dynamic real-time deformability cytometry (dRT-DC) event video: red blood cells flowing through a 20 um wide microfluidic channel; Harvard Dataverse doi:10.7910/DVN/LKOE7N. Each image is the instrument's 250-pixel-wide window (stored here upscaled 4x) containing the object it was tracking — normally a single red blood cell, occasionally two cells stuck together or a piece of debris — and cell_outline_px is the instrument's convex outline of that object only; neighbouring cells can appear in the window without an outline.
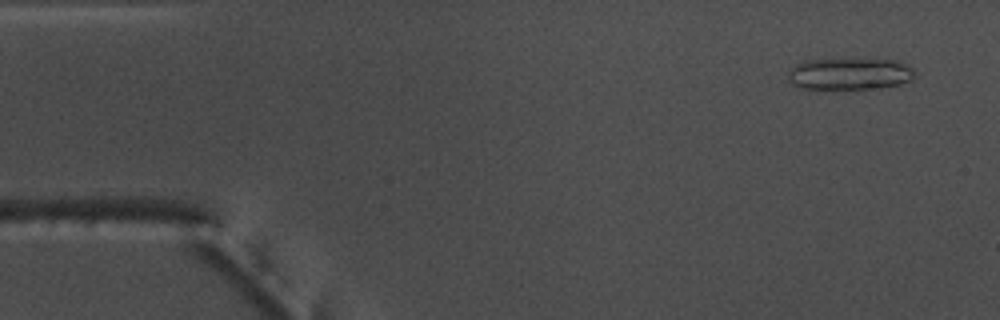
{"species": "common noctule bat (a hibernating species)", "species_latin": "Nyctalus noctula", "temperature_condition": "warm", "stored_images_in_passage": 53, "camera_frame_rate_fps": 3000, "um_per_image_px": 0.085, "animal": {"sex": "male", "body_mass_g": 17.5, "forearm_length_mm": 52.3}, "frame": {"image": 1, "passage_image": 3, "time_ms": 0.667, "image_size_px": [1000, 320], "cell_outline_px": [[916, 76], [912, 80], [900, 84], [880, 88], [832, 92], [804, 88], [792, 84], [788, 80], [788, 72], [796, 64], [804, 60], [896, 60], [908, 64], [916, 72]], "centroid_in_image_um": [72.23, 6.34], "position_along_channel_um": 12.8, "area_um2": 24.33}}
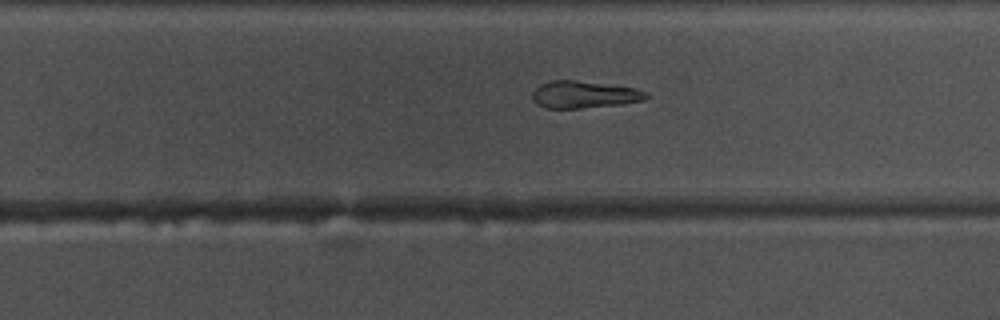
{"frame": {"image": 2, "passage_image": 33, "time_ms": 10.667, "image_size_px": [1000, 320], "cell_outline_px": [[652, 96], [644, 100], [624, 104], [580, 108], [544, 108], [536, 104], [532, 96], [532, 92], [540, 84], [552, 80], [576, 80], [636, 88], [648, 92]], "centroid_in_image_um": [49.69, 8.04], "position_along_channel_um": 280.1, "area_um2": 18.21}}
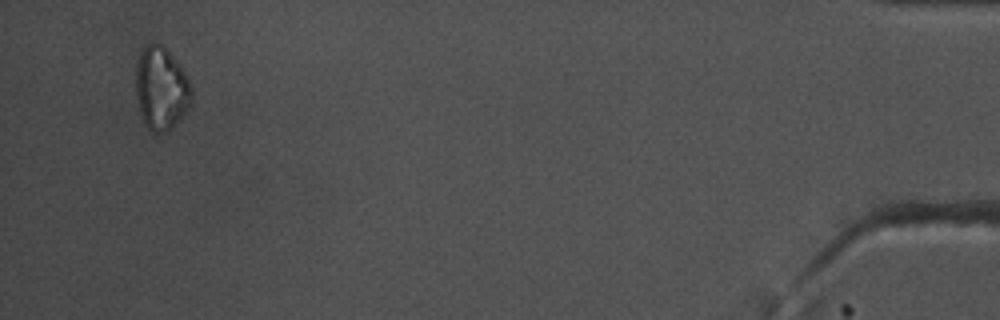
{"frame": {"image": 3, "passage_image": 51, "time_ms": 16.667, "image_size_px": [1000, 320], "cell_outline_px": [[192, 104], [188, 112], [172, 128], [164, 132], [152, 132], [144, 124], [140, 112], [136, 96], [136, 60], [140, 52], [152, 40], [160, 44], [180, 64], [192, 88]], "centroid_in_image_um": [13.71, 7.53], "position_along_channel_um": 421.5, "area_um2": 27.34}, "authors_computed_cell_mechanics": {"area_um2": 19.941, "velocity_mm_per_s": 3.7764, "shape_relaxation_time_tau1_ms": 5.9044, "shape_relaxation_time_tau2_ms": 2.9315, "deformation_change_tau1": 0.2446, "deformation_change_tau2": 0.134}}